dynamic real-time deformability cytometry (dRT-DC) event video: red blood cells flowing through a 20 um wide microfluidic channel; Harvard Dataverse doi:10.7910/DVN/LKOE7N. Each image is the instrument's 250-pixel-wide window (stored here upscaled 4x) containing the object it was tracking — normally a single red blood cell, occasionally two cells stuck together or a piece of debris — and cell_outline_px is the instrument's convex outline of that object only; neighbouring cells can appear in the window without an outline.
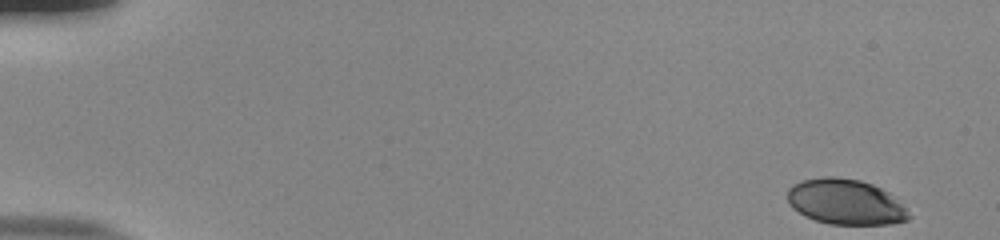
{"species": "human", "species_latin": "Homo sapiens", "temperature_condition": "room temperature", "stored_images_in_passage": 52, "camera_frame_rate_fps": 3000, "um_per_image_px": 0.085, "donor": {"sex": "male"}, "frame": {"image": 1, "passage_image": 1, "time_ms": 0.0, "image_size_px": [1000, 240], "cell_outline_px": [[912, 216], [908, 220], [892, 224], [828, 224], [804, 216], [792, 208], [788, 204], [788, 188], [792, 184], [800, 180], [824, 176], [836, 176], [860, 180], [872, 184], [888, 192], [908, 208]], "centroid_in_image_um": [71.87, 17.16], "position_along_channel_um": 13.1, "area_um2": 32.6}}
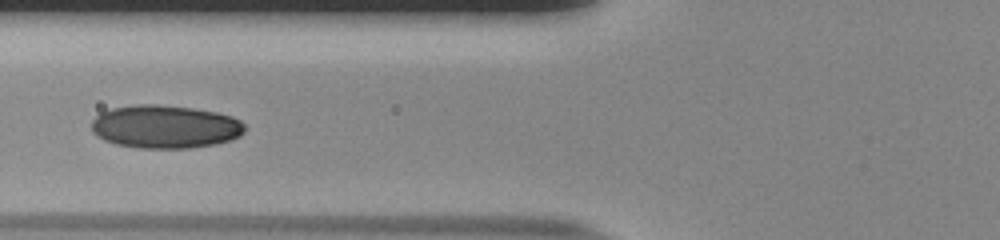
{"frame": {"image": 2, "passage_image": 21, "time_ms": 6.667, "image_size_px": [1000, 240], "cell_outline_px": [[244, 132], [240, 136], [232, 140], [212, 144], [188, 148], [140, 148], [116, 144], [104, 140], [96, 136], [92, 132], [92, 120], [100, 112], [112, 108], [136, 104], [156, 104], [192, 108], [216, 112], [232, 116], [240, 120], [244, 124]], "centroid_in_image_um": [14.02, 10.76], "position_along_channel_um": 111.8, "area_um2": 38.67}}
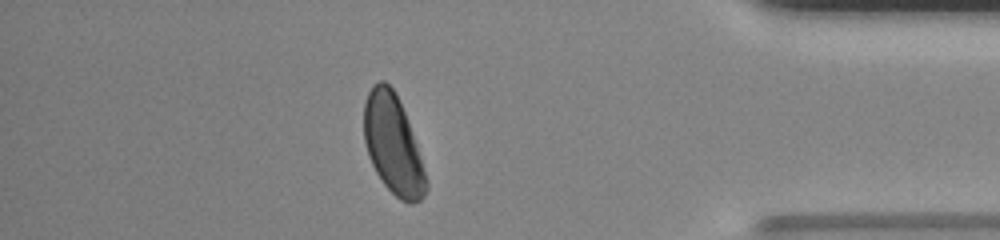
{"frame": {"image": 3, "passage_image": 46, "time_ms": 15.0, "image_size_px": [1000, 240], "cell_outline_px": [[428, 188], [424, 196], [420, 200], [412, 204], [408, 204], [400, 200], [384, 184], [376, 172], [368, 156], [364, 140], [364, 100], [372, 84], [380, 80], [384, 80], [396, 92], [404, 112], [428, 180]], "centroid_in_image_um": [33.39, 12.29], "position_along_channel_um": 401.8, "area_um2": 35.72}, "authors_computed_cell_mechanics": {"area_um2": 35.6915, "velocity_mm_per_s": 3.839, "shape_relaxation_time_tau1_ms": 3.0031, "shape_relaxation_time_tau2_ms": 6.9454, "deformation_change_tau1": 0.1215, "deformation_change_tau2": 0.0873}}